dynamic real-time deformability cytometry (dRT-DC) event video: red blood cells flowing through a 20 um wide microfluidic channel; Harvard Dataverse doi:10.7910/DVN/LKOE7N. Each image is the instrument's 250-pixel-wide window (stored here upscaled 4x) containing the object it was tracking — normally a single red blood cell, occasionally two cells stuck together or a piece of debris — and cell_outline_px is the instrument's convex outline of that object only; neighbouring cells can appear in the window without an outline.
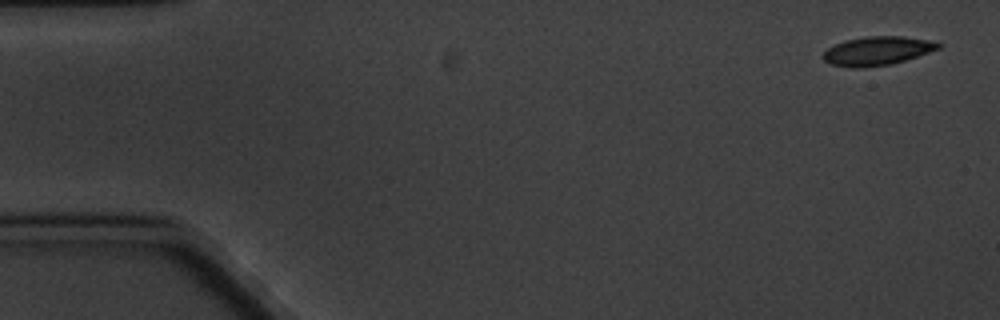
{"species": "common noctule bat (a hibernating species)", "species_latin": "Nyctalus noctula", "temperature_condition": "cold", "stored_images_in_passage": 6, "camera_frame_rate_fps": 3000, "um_per_image_px": 0.085, "animal": {"sex": "male", "body_mass_g": 20.1, "forearm_length_mm": 53.5}, "frame": {"image": 1, "passage_image": 1, "time_ms": 0.0, "image_size_px": [1000, 320], "cell_outline_px": [[940, 48], [892, 64], [864, 68], [848, 68], [832, 64], [824, 60], [820, 56], [828, 48], [844, 40], [868, 36], [904, 36], [928, 40], [940, 44]], "centroid_in_image_um": [74.5, 4.33], "position_along_channel_um": 10.5, "area_um2": 19.25}}
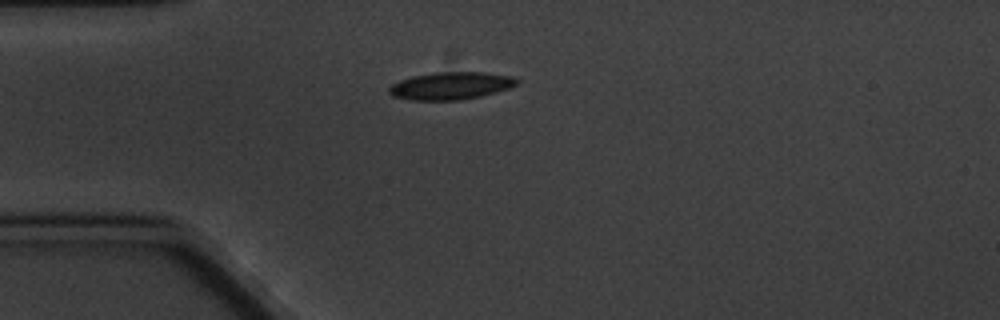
{"frame": {"image": 2, "passage_image": 5, "time_ms": 4.333, "image_size_px": [1000, 320], "cell_outline_px": [[520, 84], [496, 92], [480, 96], [460, 100], [412, 100], [392, 96], [388, 92], [388, 88], [392, 84], [400, 80], [432, 72], [484, 72], [512, 76], [520, 80]], "centroid_in_image_um": [38.34, 7.29], "position_along_channel_um": 46.7, "area_um2": 20.52}}